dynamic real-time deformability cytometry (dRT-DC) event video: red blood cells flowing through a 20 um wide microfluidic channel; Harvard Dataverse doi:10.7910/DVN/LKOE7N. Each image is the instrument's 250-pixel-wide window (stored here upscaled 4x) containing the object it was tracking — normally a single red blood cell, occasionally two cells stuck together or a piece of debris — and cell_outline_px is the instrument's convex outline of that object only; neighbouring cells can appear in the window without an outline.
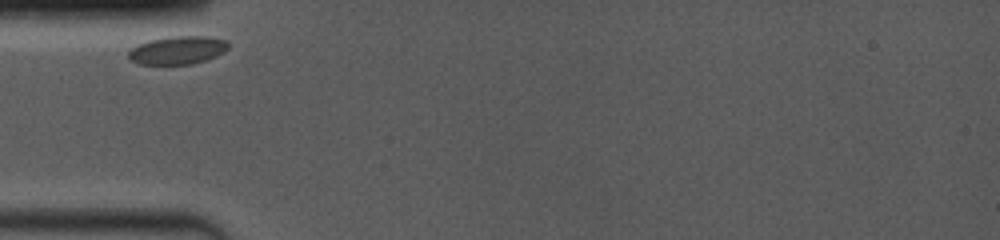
{"species": "common noctule bat (a hibernating species)", "species_latin": "Nyctalus noctula", "temperature_condition": "room temperature", "stored_images_in_passage": 17, "camera_frame_rate_fps": 4000, "um_per_image_px": 0.085, "animal": {"sex": "female", "body_mass_g": 19.0, "forearm_length_mm": 53.3}, "frame": {"image": 1, "passage_image": 1, "time_ms": 0.0, "image_size_px": [1000, 240], "cell_outline_px": [[228, 48], [224, 52], [216, 56], [192, 64], [140, 64], [132, 60], [128, 56], [128, 52], [136, 44], [148, 40], [172, 36], [208, 36], [224, 40], [228, 44]], "centroid_in_image_um": [15.08, 4.26], "position_along_channel_um": 69.9, "area_um2": 16.3}}
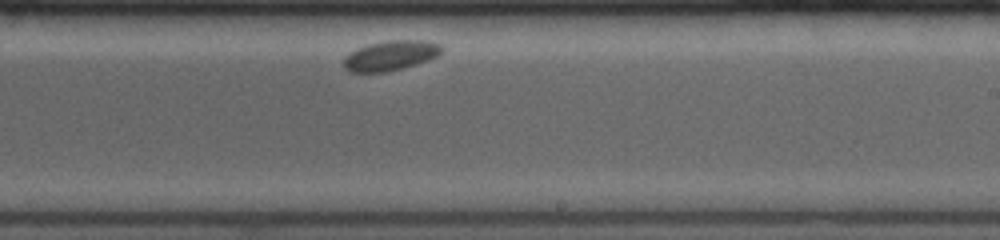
{"frame": {"image": 2, "passage_image": 10, "time_ms": 5.5, "image_size_px": [1000, 240], "cell_outline_px": [[444, 48], [436, 56], [428, 60], [400, 68], [384, 72], [348, 72], [344, 68], [344, 56], [348, 52], [356, 48], [368, 44], [392, 40], [428, 40], [440, 44]], "centroid_in_image_um": [33.16, 4.71], "position_along_channel_um": 255.8, "area_um2": 17.05}}
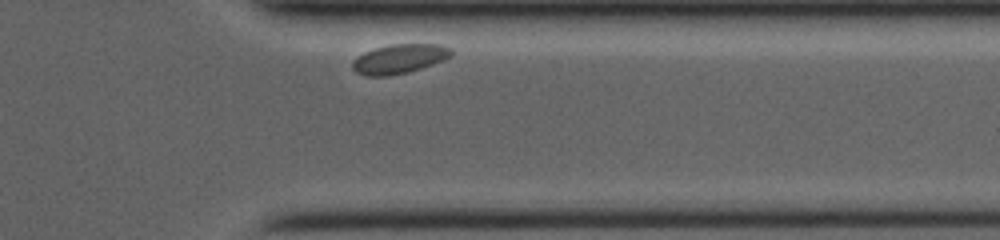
{"frame": {"image": 3, "passage_image": 17, "time_ms": 9.0, "image_size_px": [1000, 240], "cell_outline_px": [[452, 56], [444, 60], [408, 72], [388, 76], [364, 76], [356, 72], [352, 68], [352, 60], [356, 56], [364, 52], [376, 48], [392, 44], [440, 44], [452, 48]], "centroid_in_image_um": [33.93, 5.0], "position_along_channel_um": 377.5, "area_um2": 16.99}}